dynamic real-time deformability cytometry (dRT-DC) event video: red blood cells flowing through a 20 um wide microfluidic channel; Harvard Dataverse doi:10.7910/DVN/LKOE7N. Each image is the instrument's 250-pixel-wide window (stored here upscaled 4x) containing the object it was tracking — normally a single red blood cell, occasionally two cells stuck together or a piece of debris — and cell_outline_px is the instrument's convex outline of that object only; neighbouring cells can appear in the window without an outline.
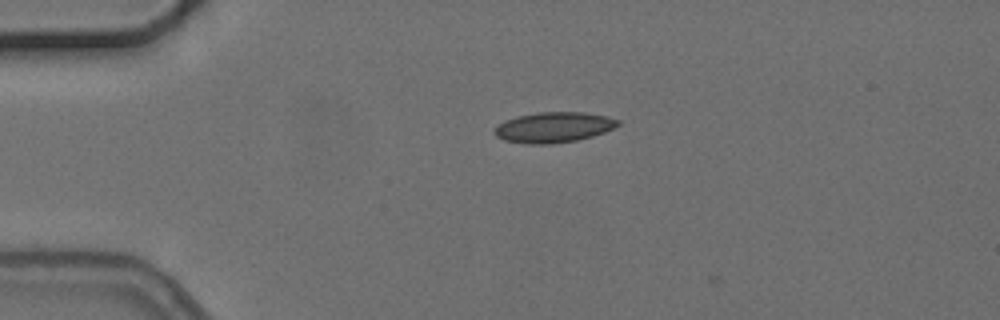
{"species": "common noctule bat (a hibernating species)", "species_latin": "Nyctalus noctula", "temperature_condition": "cold", "stored_images_in_passage": 2, "camera_frame_rate_fps": 3000, "um_per_image_px": 0.085, "animal": {"sex": "female", "body_mass_g": 24.6, "forearm_length_mm": 56.2}, "frame": {"image": 1, "passage_image": 1, "time_ms": 0.0, "image_size_px": [1000, 320], "cell_outline_px": [[620, 124], [604, 132], [592, 136], [576, 140], [548, 144], [528, 144], [504, 140], [496, 136], [492, 132], [504, 120], [516, 116], [540, 112], [584, 112], [608, 116], [620, 120]], "centroid_in_image_um": [47.06, 10.81], "position_along_channel_um": 37.9, "area_um2": 21.85}}